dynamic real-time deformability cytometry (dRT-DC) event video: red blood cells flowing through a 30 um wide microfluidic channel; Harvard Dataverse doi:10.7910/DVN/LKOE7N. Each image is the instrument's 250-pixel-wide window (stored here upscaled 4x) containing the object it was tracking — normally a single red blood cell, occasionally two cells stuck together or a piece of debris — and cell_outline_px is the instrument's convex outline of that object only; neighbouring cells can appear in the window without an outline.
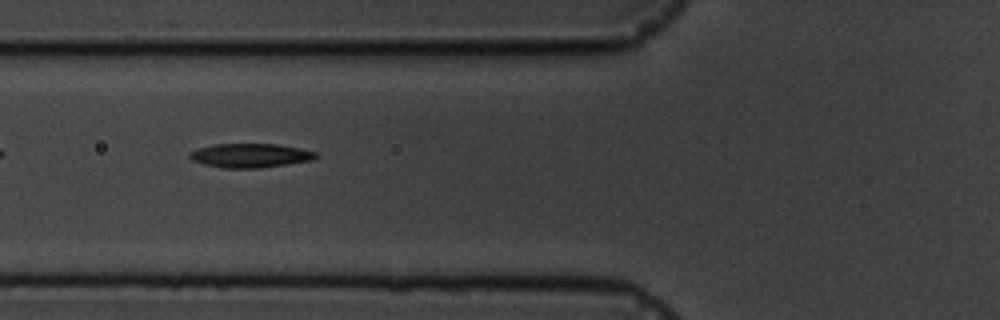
{"species": "common noctule bat (a hibernating species)", "species_latin": "Nyctalus noctula", "temperature_condition": "cold", "stored_images_in_passage": 7, "camera_frame_rate_fps": 3000, "um_per_image_px": 0.085, "animal": {"sex": "male", "body_mass_g": 19.5, "forearm_length_mm": 54.6}, "frame": {"image": 1, "passage_image": 6, "time_ms": 6.667, "image_size_px": [1000, 320], "cell_outline_px": [[320, 156], [312, 160], [260, 168], [224, 168], [204, 164], [192, 160], [188, 156], [188, 152], [196, 148], [216, 144], [276, 144], [300, 148], [316, 152]], "centroid_in_image_um": [21.26, 13.21], "position_along_channel_um": 104.5, "area_um2": 17.74}}
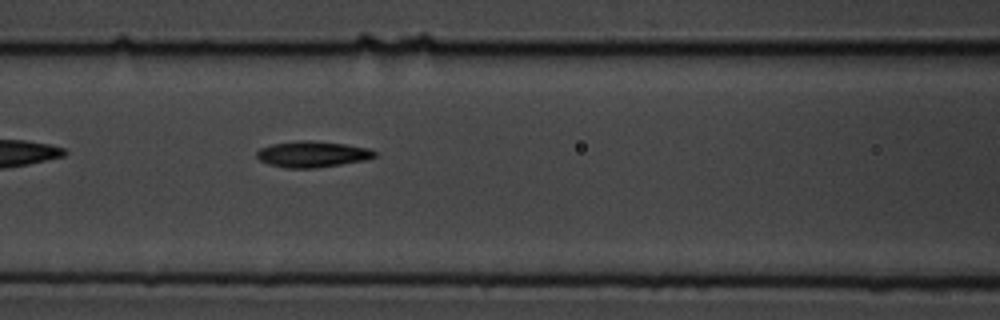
{"frame": {"image": 2, "passage_image": 7, "time_ms": 7.667, "image_size_px": [1000, 320], "cell_outline_px": [[376, 156], [364, 160], [316, 168], [284, 168], [268, 164], [260, 160], [256, 156], [256, 152], [260, 148], [272, 144], [300, 140], [308, 140], [344, 144], [368, 148], [376, 152]], "centroid_in_image_um": [26.51, 13.11], "position_along_channel_um": 140.1, "area_um2": 17.8}}